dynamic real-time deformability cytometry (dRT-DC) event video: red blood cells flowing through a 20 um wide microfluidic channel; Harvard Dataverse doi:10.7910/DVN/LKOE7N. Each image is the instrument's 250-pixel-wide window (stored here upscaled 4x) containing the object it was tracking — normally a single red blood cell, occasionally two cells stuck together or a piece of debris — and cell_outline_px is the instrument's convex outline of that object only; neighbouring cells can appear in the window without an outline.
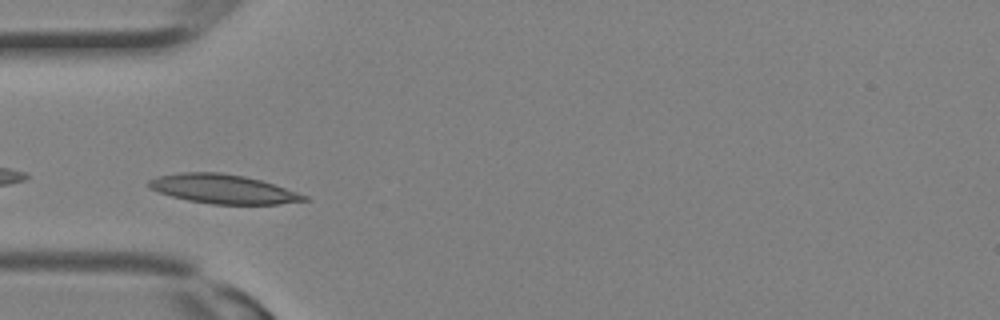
{"species": "Egyptian fruit bat (a non-hibernating species)", "species_latin": "Rousettus aegyptiacus", "temperature_condition": "room temperature", "stored_images_in_passage": 17, "camera_frame_rate_fps": 3000, "um_per_image_px": 0.085, "animal": {"sex": "female"}, "frame": {"image": 1, "passage_image": 6, "time_ms": 1.667, "image_size_px": [1000, 320], "cell_outline_px": [[308, 200], [276, 204], [212, 204], [188, 200], [172, 196], [148, 188], [148, 180], [156, 176], [180, 172], [220, 172], [244, 176], [260, 180], [308, 196]], "centroid_in_image_um": [18.9, 16.06], "position_along_channel_um": 66.1, "area_um2": 26.13}}
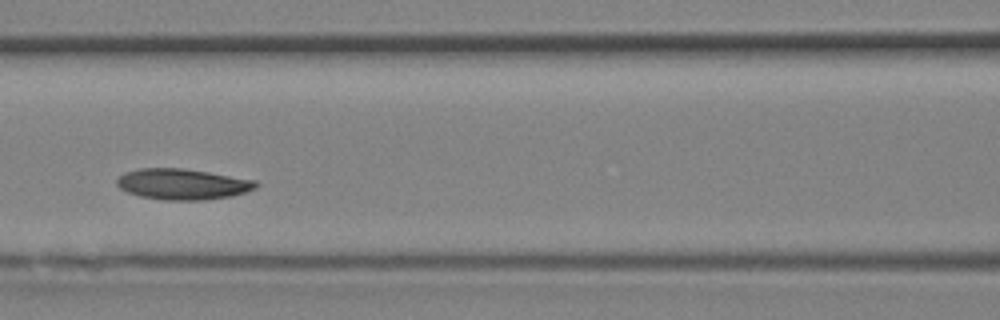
{"frame": {"image": 2, "passage_image": 10, "time_ms": 3.0, "image_size_px": [1000, 320], "cell_outline_px": [[260, 184], [256, 188], [232, 196], [204, 200], [164, 200], [140, 196], [128, 192], [120, 188], [116, 184], [116, 180], [124, 172], [140, 168], [180, 168], [208, 172], [256, 180]], "centroid_in_image_um": [15.52, 15.65], "position_along_channel_um": 151.1, "area_um2": 24.97}}
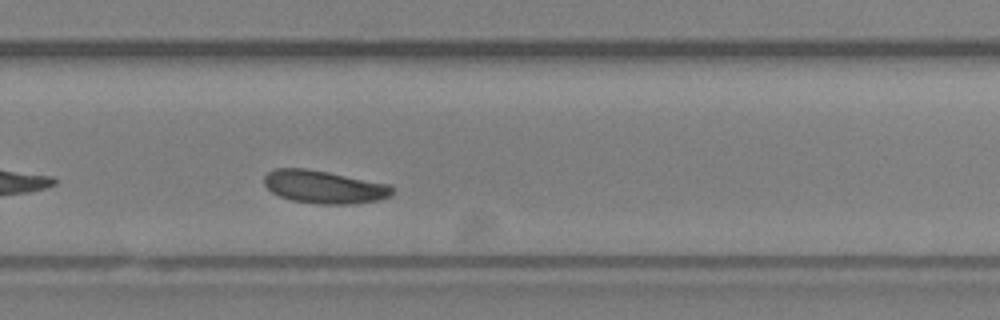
{"frame": {"image": 3, "passage_image": 17, "time_ms": 5.333, "image_size_px": [1000, 320], "cell_outline_px": [[392, 196], [380, 200], [352, 204], [320, 204], [292, 200], [280, 196], [272, 192], [264, 184], [264, 176], [268, 172], [276, 168], [308, 168], [392, 184]], "centroid_in_image_um": [27.58, 15.88], "position_along_channel_um": 302.2, "area_um2": 24.8}}